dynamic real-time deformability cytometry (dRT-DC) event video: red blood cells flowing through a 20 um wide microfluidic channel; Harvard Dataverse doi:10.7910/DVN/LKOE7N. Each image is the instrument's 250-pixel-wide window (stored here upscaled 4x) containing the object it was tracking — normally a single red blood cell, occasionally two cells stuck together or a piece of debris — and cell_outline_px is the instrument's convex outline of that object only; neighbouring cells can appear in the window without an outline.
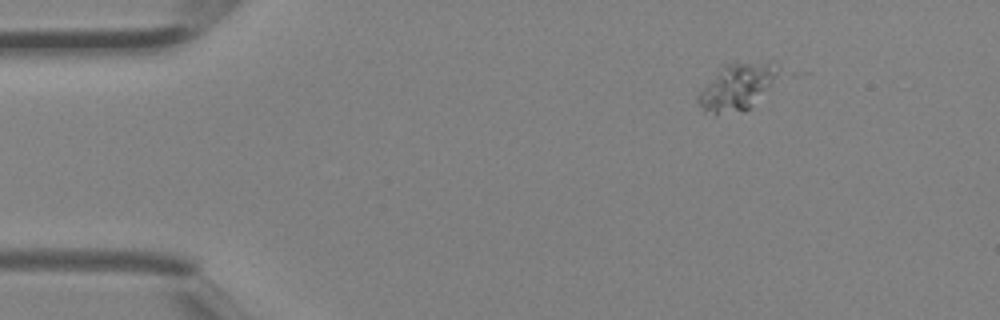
{"species": "Egyptian fruit bat (a non-hibernating species)", "species_latin": "Rousettus aegyptiacus", "temperature_condition": "room temperature", "stored_images_in_passage": 3, "camera_frame_rate_fps": 3000, "um_per_image_px": 0.085, "animal": {"sex": "female"}, "frame": {"image": 1, "passage_image": 1, "time_ms": 0.0, "image_size_px": [1000, 320], "cell_outline_px": [[784, 72], [744, 112], [716, 116], [704, 112], [696, 100], [696, 96], [724, 64], [768, 60], [776, 60]], "centroid_in_image_um": [62.71, 7.36], "position_along_channel_um": 22.3, "area_um2": 22.48}}